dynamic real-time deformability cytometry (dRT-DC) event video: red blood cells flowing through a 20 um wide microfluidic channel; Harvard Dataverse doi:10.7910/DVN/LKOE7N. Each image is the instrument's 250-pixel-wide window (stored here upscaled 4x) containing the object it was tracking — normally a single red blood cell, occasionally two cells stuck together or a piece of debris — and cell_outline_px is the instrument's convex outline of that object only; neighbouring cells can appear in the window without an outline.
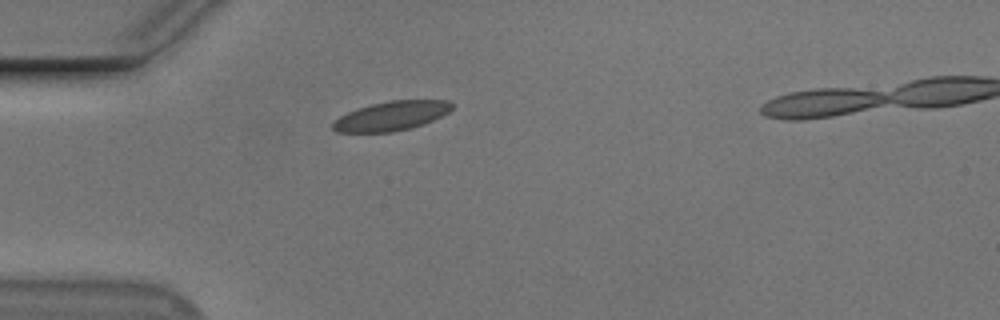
{"species": "Egyptian fruit bat (a non-hibernating species)", "species_latin": "Rousettus aegyptiacus", "temperature_condition": "cold", "stored_images_in_passage": 34, "camera_frame_rate_fps": 3000, "um_per_image_px": 0.085, "animal": {"sex": "male"}, "frame": {"image": 1, "passage_image": 2, "time_ms": 0.333, "image_size_px": [1000, 320], "cell_outline_px": [[456, 104], [448, 112], [432, 120], [408, 128], [392, 132], [336, 132], [332, 128], [332, 124], [340, 116], [356, 108], [372, 104], [392, 100], [448, 100]], "centroid_in_image_um": [33.27, 9.84], "position_along_channel_um": 51.7, "area_um2": 20.11}}
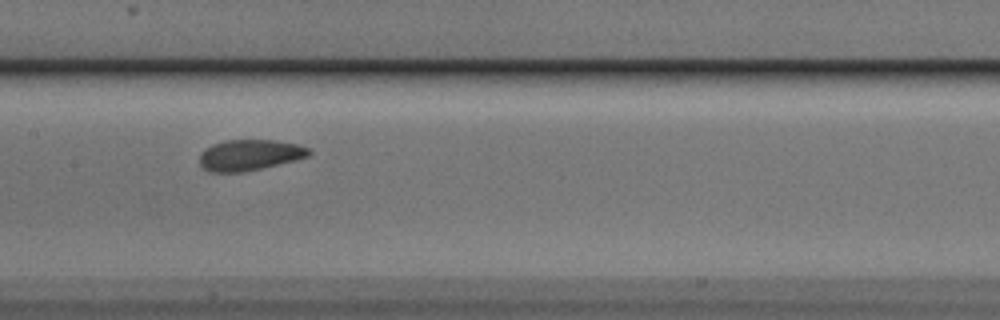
{"frame": {"image": 2, "passage_image": 14, "time_ms": 4.333, "image_size_px": [1000, 320], "cell_outline_px": [[312, 152], [308, 156], [296, 160], [244, 172], [208, 172], [200, 164], [200, 152], [204, 148], [212, 144], [228, 140], [276, 140], [296, 144], [312, 148]], "centroid_in_image_um": [21.22, 13.17], "position_along_channel_um": 186.2, "area_um2": 19.83}}
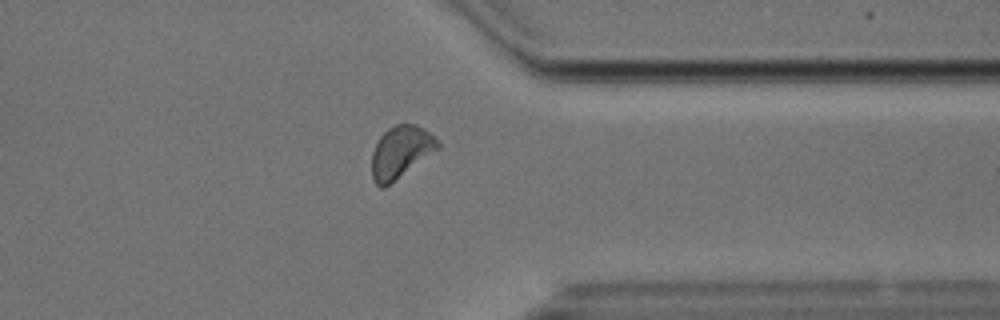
{"frame": {"image": 3, "passage_image": 30, "time_ms": 9.667, "image_size_px": [1000, 320], "cell_outline_px": [[440, 148], [384, 188], [380, 188], [376, 184], [372, 176], [372, 152], [380, 136], [388, 128], [396, 124], [416, 124], [424, 128], [440, 144]], "centroid_in_image_um": [34.05, 12.92], "position_along_channel_um": 377.4, "area_um2": 19.83}, "authors_computed_cell_mechanics": {"area_um2": 19.8254, "velocity_mm_per_s": 3.6667, "shape_relaxation_time_tau1_ms": 3.8758, "shape_relaxation_time_tau2_ms": 2.5261, "deformation_change_tau1": 0.0979, "deformation_change_tau2": 0.0421}}